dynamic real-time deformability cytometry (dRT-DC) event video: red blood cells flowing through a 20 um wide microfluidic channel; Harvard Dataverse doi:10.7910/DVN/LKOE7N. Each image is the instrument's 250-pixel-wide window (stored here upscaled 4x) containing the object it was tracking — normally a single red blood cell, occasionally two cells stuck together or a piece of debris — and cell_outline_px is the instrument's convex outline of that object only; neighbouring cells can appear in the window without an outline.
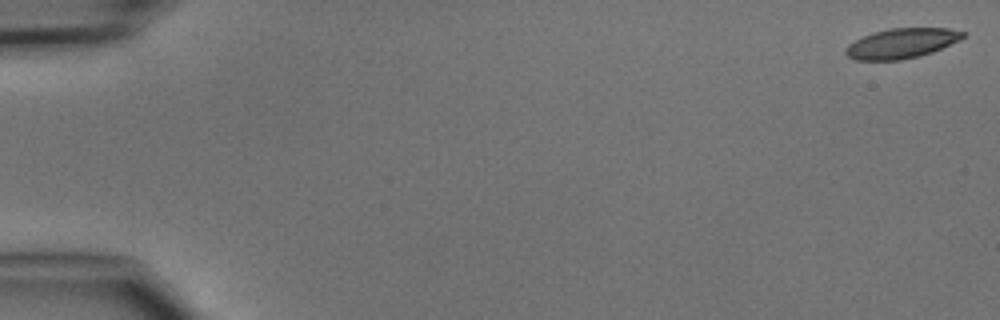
{"species": "common noctule bat (a hibernating species)", "species_latin": "Nyctalus noctula", "temperature_condition": "cold", "stored_images_in_passage": 4, "camera_frame_rate_fps": 3000, "um_per_image_px": 0.085, "animal": {"sex": "male", "body_mass_g": 15.6}, "frame": {"image": 1, "passage_image": 1, "time_ms": 0.0, "image_size_px": [1000, 320], "cell_outline_px": [[964, 36], [960, 40], [932, 52], [920, 56], [900, 60], [856, 60], [848, 56], [844, 52], [844, 48], [848, 44], [872, 32], [888, 28], [948, 28], [964, 32]], "centroid_in_image_um": [76.61, 3.68], "position_along_channel_um": 8.4, "area_um2": 20.46}}
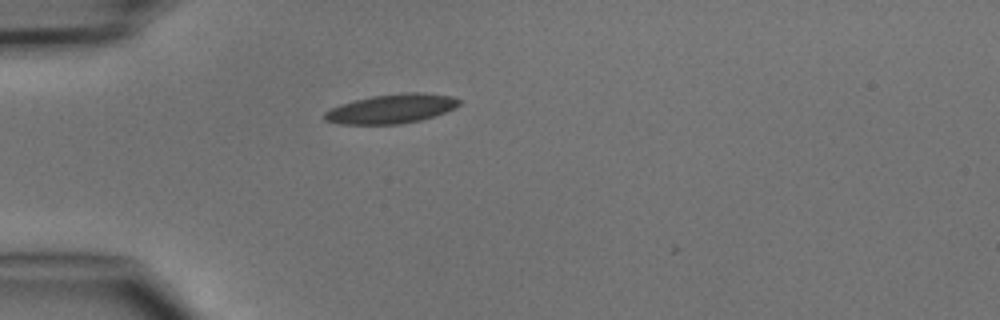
{"frame": {"image": 2, "passage_image": 4, "time_ms": 4.333, "image_size_px": [1000, 320], "cell_outline_px": [[460, 104], [456, 108], [420, 120], [400, 124], [340, 124], [324, 120], [324, 112], [340, 104], [372, 96], [408, 92], [424, 92], [452, 96], [460, 100]], "centroid_in_image_um": [33.28, 9.24], "position_along_channel_um": 51.7, "area_um2": 22.83}}